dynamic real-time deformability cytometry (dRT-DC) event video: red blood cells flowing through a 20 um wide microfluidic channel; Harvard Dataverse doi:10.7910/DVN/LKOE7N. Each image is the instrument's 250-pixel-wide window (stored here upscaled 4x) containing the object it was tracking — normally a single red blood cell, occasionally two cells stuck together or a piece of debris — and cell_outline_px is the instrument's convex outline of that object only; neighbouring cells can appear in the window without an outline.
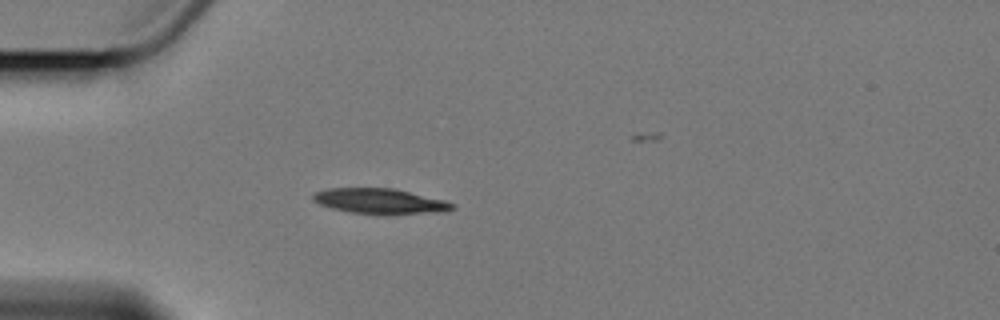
{"species": "Egyptian fruit bat (a non-hibernating species)", "species_latin": "Rousettus aegyptiacus", "temperature_condition": "cold", "stored_images_in_passage": 2, "camera_frame_rate_fps": 3000, "um_per_image_px": 0.085, "animal": {"sex": "female"}, "frame": {"image": 1, "passage_image": 1, "time_ms": 0.0, "image_size_px": [1000, 320], "cell_outline_px": [[456, 208], [444, 212], [388, 216], [384, 216], [348, 212], [332, 208], [320, 204], [312, 200], [312, 196], [316, 192], [328, 188], [392, 188], [444, 200], [456, 204]], "centroid_in_image_um": [32.35, 17.14], "position_along_channel_um": 52.7, "area_um2": 21.1}}